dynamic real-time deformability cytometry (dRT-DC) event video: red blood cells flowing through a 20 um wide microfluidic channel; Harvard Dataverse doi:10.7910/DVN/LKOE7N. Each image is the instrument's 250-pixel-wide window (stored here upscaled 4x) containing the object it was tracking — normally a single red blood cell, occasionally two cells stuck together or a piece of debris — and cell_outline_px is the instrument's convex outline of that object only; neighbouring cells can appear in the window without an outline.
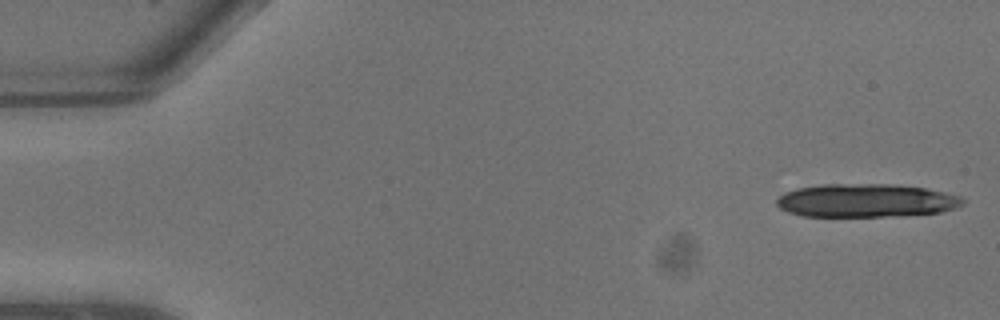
{"species": "common noctule bat (a hibernating species)", "species_latin": "Nyctalus noctula", "temperature_condition": "warm", "stored_images_in_passage": 7, "camera_frame_rate_fps": 3000, "um_per_image_px": 0.085, "animal": {"sex": "male", "body_mass_g": 13.3}, "frame": {"image": 1, "passage_image": 1, "time_ms": 0.0, "image_size_px": [1000, 320], "cell_outline_px": [[964, 204], [956, 208], [940, 212], [900, 216], [804, 216], [788, 212], [780, 208], [776, 204], [776, 200], [784, 192], [796, 188], [824, 184], [888, 184], [924, 188], [944, 192], [960, 196], [964, 200]], "centroid_in_image_um": [73.61, 17.05], "position_along_channel_um": 11.4, "area_um2": 36.18}}